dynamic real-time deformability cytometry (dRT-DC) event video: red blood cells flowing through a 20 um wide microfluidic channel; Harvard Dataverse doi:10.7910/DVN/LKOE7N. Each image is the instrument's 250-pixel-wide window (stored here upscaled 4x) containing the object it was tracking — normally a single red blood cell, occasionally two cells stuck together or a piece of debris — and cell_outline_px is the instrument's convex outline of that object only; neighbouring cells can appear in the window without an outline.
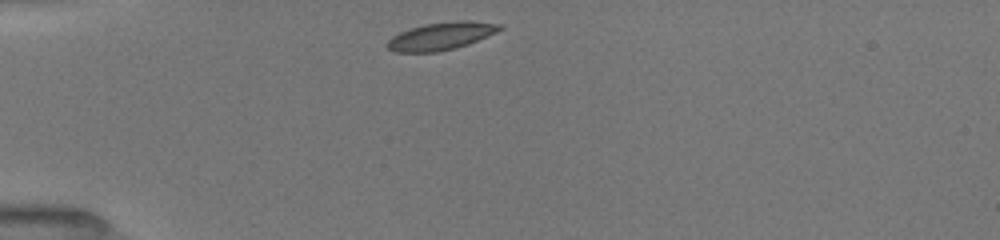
{"species": "common noctule bat (a hibernating species)", "species_latin": "Nyctalus noctula", "temperature_condition": "room temperature", "stored_images_in_passage": 7, "camera_frame_rate_fps": 3000, "um_per_image_px": 0.085, "animal": {"sex": "female", "body_mass_g": 19.5, "forearm_length_mm": 54.1}, "frame": {"image": 1, "passage_image": 1, "time_ms": 0.0, "image_size_px": [1000, 240], "cell_outline_px": [[504, 28], [496, 32], [468, 44], [456, 48], [436, 52], [396, 52], [388, 48], [384, 44], [392, 36], [400, 32], [424, 24], [456, 20], [468, 20], [500, 24]], "centroid_in_image_um": [37.48, 3.06], "position_along_channel_um": 47.5, "area_um2": 18.09}}
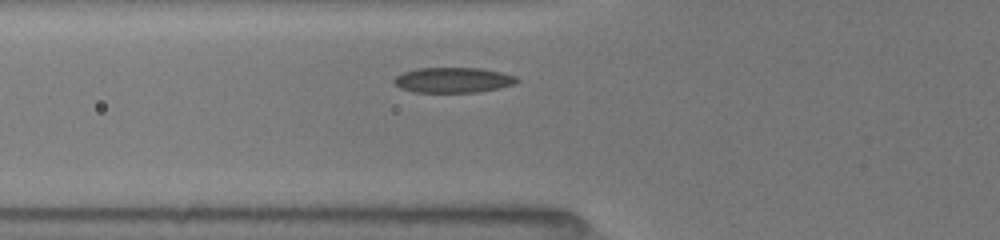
{"frame": {"image": 2, "passage_image": 4, "time_ms": 1.667, "image_size_px": [1000, 240], "cell_outline_px": [[520, 80], [516, 84], [480, 92], [412, 92], [400, 88], [392, 80], [400, 72], [416, 68], [480, 68], [500, 72], [516, 76]], "centroid_in_image_um": [38.5, 6.8], "position_along_channel_um": 87.3, "area_um2": 18.26}}
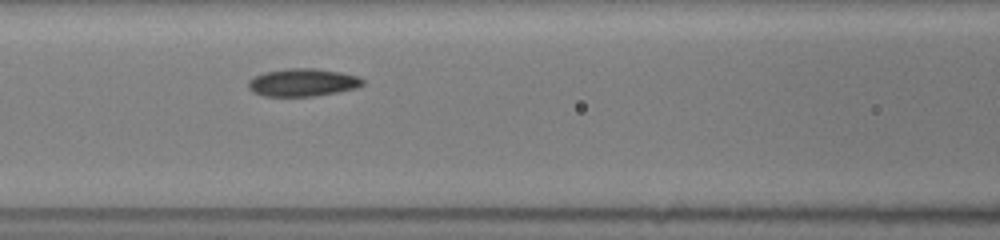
{"frame": {"image": 3, "passage_image": 7, "time_ms": 3.0, "image_size_px": [1000, 240], "cell_outline_px": [[364, 84], [356, 88], [336, 92], [312, 96], [264, 96], [252, 92], [248, 88], [248, 80], [264, 72], [288, 68], [316, 68], [340, 72], [356, 76], [364, 80]], "centroid_in_image_um": [25.7, 7.0], "position_along_channel_um": 140.9, "area_um2": 18.44}}